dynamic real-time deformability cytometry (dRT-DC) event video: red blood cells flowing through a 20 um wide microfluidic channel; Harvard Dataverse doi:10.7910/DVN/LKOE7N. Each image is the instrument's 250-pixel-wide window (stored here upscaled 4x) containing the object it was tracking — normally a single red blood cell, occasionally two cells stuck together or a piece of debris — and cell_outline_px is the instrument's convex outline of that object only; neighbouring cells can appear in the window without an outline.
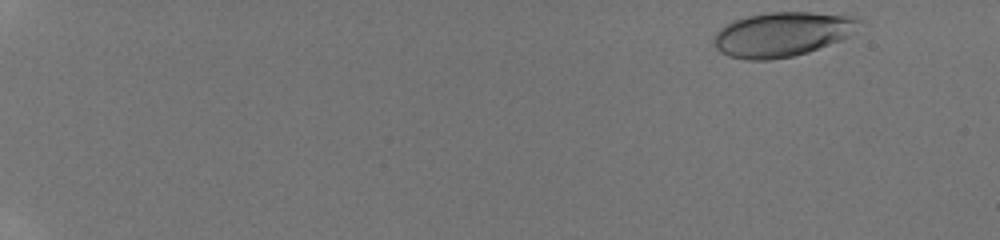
{"species": "human", "species_latin": "Homo sapiens", "temperature_condition": "room temperature", "stored_images_in_passage": 49, "camera_frame_rate_fps": 3000, "um_per_image_px": 0.085, "donor": {"sex": "male"}, "frame": {"image": 1, "passage_image": 2, "time_ms": 0.333, "image_size_px": [1000, 240], "cell_outline_px": [[864, 20], [848, 36], [840, 40], [808, 52], [792, 56], [768, 60], [744, 60], [728, 56], [720, 52], [716, 48], [712, 40], [716, 32], [720, 28], [736, 20], [748, 16], [768, 12], [812, 12], [848, 16]], "centroid_in_image_um": [66.45, 2.92], "position_along_channel_um": 18.5, "area_um2": 37.51}}
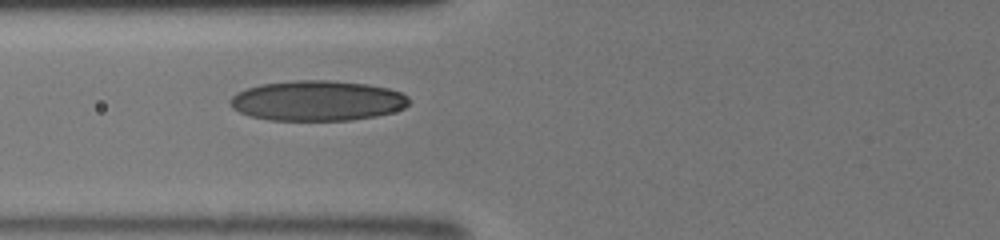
{"frame": {"image": 2, "passage_image": 21, "time_ms": 6.667, "image_size_px": [1000, 240], "cell_outline_px": [[408, 104], [404, 108], [392, 112], [376, 116], [352, 120], [268, 120], [248, 116], [232, 108], [228, 104], [228, 100], [236, 92], [260, 84], [296, 80], [328, 80], [368, 84], [388, 88], [400, 92], [408, 96]], "centroid_in_image_um": [26.93, 8.56], "position_along_channel_um": 98.9, "area_um2": 42.14}}
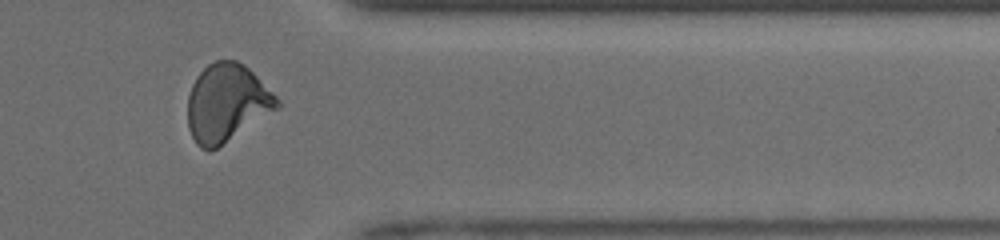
{"frame": {"image": 3, "passage_image": 42, "time_ms": 13.667, "image_size_px": [1000, 240], "cell_outline_px": [[280, 108], [216, 148], [208, 152], [200, 148], [196, 144], [188, 128], [188, 96], [192, 84], [196, 76], [208, 64], [216, 60], [236, 60], [244, 64], [280, 100]], "centroid_in_image_um": [19.26, 8.76], "position_along_channel_um": 392.1, "area_um2": 40.46}, "authors_computed_cell_mechanics": {"area_um2": 39.2462, "velocity_mm_per_s": 4.2489, "shape_relaxation_time_tau1_ms": 5.0753, "shape_relaxation_time_tau2_ms": 1.0863, "deformation_change_tau1": 0.1804, "deformation_change_tau2": 0.0655}}